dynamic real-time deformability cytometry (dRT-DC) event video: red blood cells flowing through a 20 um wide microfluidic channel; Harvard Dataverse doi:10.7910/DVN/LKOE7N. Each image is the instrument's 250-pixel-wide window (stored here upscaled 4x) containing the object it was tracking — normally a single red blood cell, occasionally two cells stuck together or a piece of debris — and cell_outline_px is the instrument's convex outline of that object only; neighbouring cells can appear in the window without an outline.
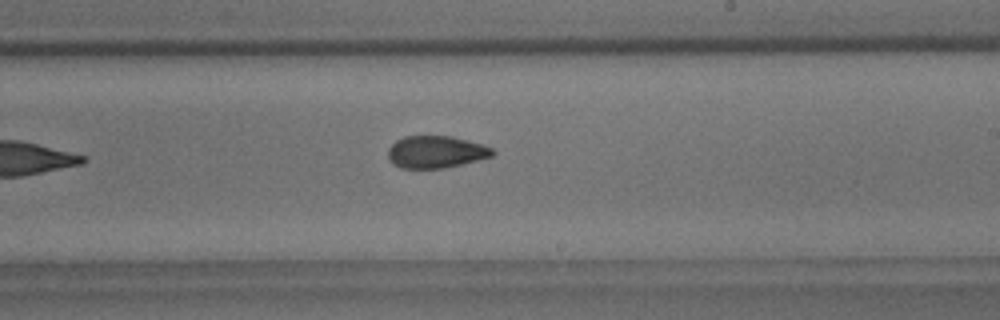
{"species": "common noctule bat (a hibernating species)", "species_latin": "Nyctalus noctula", "temperature_condition": "room temperature", "stored_images_in_passage": 7, "camera_frame_rate_fps": 3000, "um_per_image_px": 0.085, "animal": {"sex": "male", "body_mass_g": 18.8}, "frame": {"image": 1, "passage_image": 7, "time_ms": 7.0, "image_size_px": [1000, 320], "cell_outline_px": [[496, 152], [492, 156], [444, 168], [400, 168], [392, 164], [388, 156], [388, 148], [396, 140], [404, 136], [452, 136], [480, 144], [492, 148]], "centroid_in_image_um": [37.01, 12.91], "position_along_channel_um": 252.0, "area_um2": 19.48}}